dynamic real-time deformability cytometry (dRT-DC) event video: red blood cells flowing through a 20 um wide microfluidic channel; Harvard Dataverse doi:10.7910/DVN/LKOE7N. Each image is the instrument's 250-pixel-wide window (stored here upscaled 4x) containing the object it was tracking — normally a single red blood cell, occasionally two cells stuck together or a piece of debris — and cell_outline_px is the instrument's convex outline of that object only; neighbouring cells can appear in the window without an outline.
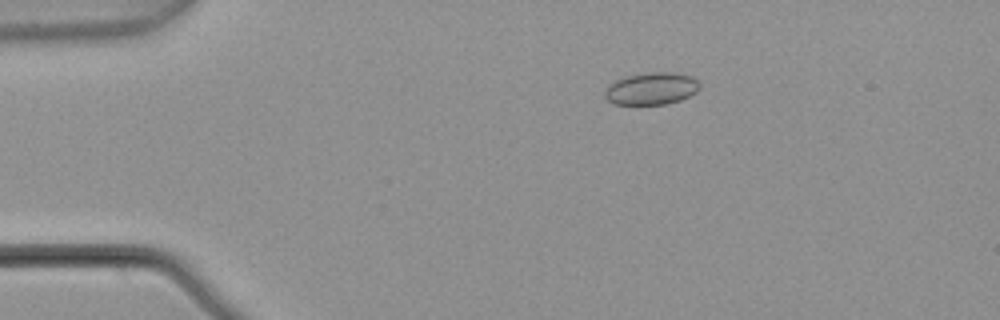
{"species": "common noctule bat (a hibernating species)", "species_latin": "Nyctalus noctula", "temperature_condition": "warm", "stored_images_in_passage": 8, "camera_frame_rate_fps": 3000, "um_per_image_px": 0.085, "animal": {"sex": "male", "body_mass_g": 21.5, "forearm_length_mm": 52.0}, "frame": {"image": 1, "passage_image": 3, "time_ms": 0.667, "image_size_px": [1000, 320], "cell_outline_px": [[700, 88], [696, 92], [680, 100], [664, 104], [616, 104], [608, 100], [604, 96], [604, 92], [608, 84], [624, 76], [644, 72], [676, 72], [692, 76], [700, 84]], "centroid_in_image_um": [55.36, 7.51], "position_along_channel_um": 29.6, "area_um2": 17.98}}
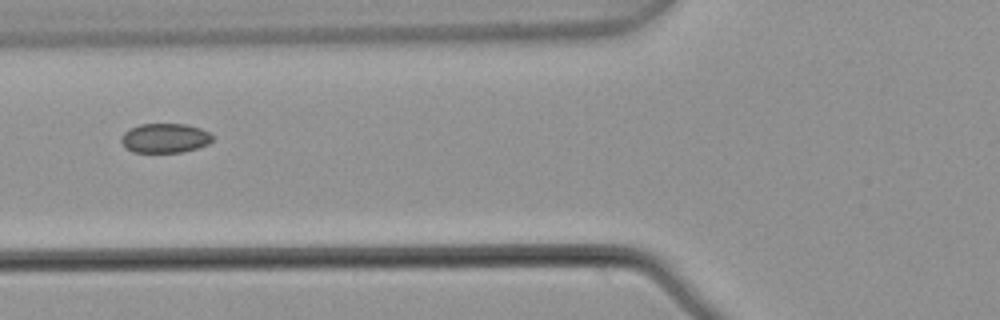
{"frame": {"image": 2, "passage_image": 6, "time_ms": 1.667, "image_size_px": [1000, 320], "cell_outline_px": [[212, 140], [208, 144], [196, 148], [180, 152], [132, 152], [120, 140], [120, 136], [128, 128], [140, 124], [188, 124], [200, 128], [208, 132], [212, 136]], "centroid_in_image_um": [13.99, 11.72], "position_along_channel_um": 111.8, "area_um2": 15.61}}
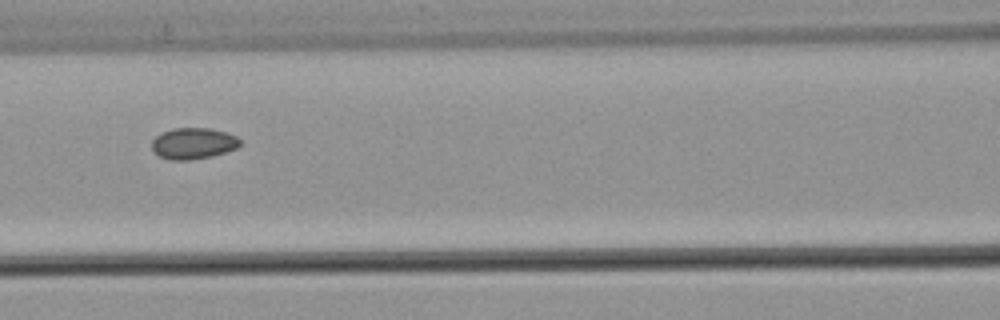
{"frame": {"image": 3, "passage_image": 7, "time_ms": 2.0, "image_size_px": [1000, 320], "cell_outline_px": [[240, 144], [236, 148], [212, 156], [188, 160], [168, 160], [152, 152], [152, 140], [160, 132], [172, 128], [208, 128], [224, 132], [236, 136], [240, 140]], "centroid_in_image_um": [16.37, 12.19], "position_along_channel_um": 150.2, "area_um2": 16.07}}